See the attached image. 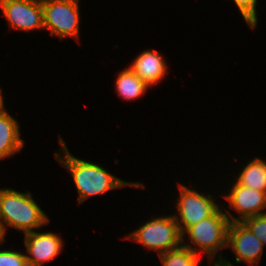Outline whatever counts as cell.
<instances>
[{
    "mask_svg": "<svg viewBox=\"0 0 266 266\" xmlns=\"http://www.w3.org/2000/svg\"><path fill=\"white\" fill-rule=\"evenodd\" d=\"M4 238H5V236H4V234H3V232H2V229H1V227H0V246H1L2 243L5 241Z\"/></svg>",
    "mask_w": 266,
    "mask_h": 266,
    "instance_id": "obj_21",
    "label": "cell"
},
{
    "mask_svg": "<svg viewBox=\"0 0 266 266\" xmlns=\"http://www.w3.org/2000/svg\"><path fill=\"white\" fill-rule=\"evenodd\" d=\"M228 247L232 248L235 253L237 264L241 261L249 264V266L260 264L259 260L261 259L264 245L243 222H230L227 239Z\"/></svg>",
    "mask_w": 266,
    "mask_h": 266,
    "instance_id": "obj_9",
    "label": "cell"
},
{
    "mask_svg": "<svg viewBox=\"0 0 266 266\" xmlns=\"http://www.w3.org/2000/svg\"><path fill=\"white\" fill-rule=\"evenodd\" d=\"M28 266H42L57 257L63 249V239L54 232H29L24 234Z\"/></svg>",
    "mask_w": 266,
    "mask_h": 266,
    "instance_id": "obj_10",
    "label": "cell"
},
{
    "mask_svg": "<svg viewBox=\"0 0 266 266\" xmlns=\"http://www.w3.org/2000/svg\"><path fill=\"white\" fill-rule=\"evenodd\" d=\"M0 8L11 29L43 30L42 0H0Z\"/></svg>",
    "mask_w": 266,
    "mask_h": 266,
    "instance_id": "obj_7",
    "label": "cell"
},
{
    "mask_svg": "<svg viewBox=\"0 0 266 266\" xmlns=\"http://www.w3.org/2000/svg\"><path fill=\"white\" fill-rule=\"evenodd\" d=\"M125 238L140 243L147 250L156 251L158 255L182 245V234L174 215H163L148 220Z\"/></svg>",
    "mask_w": 266,
    "mask_h": 266,
    "instance_id": "obj_4",
    "label": "cell"
},
{
    "mask_svg": "<svg viewBox=\"0 0 266 266\" xmlns=\"http://www.w3.org/2000/svg\"><path fill=\"white\" fill-rule=\"evenodd\" d=\"M162 266H200L201 257L190 248H179L158 255Z\"/></svg>",
    "mask_w": 266,
    "mask_h": 266,
    "instance_id": "obj_15",
    "label": "cell"
},
{
    "mask_svg": "<svg viewBox=\"0 0 266 266\" xmlns=\"http://www.w3.org/2000/svg\"><path fill=\"white\" fill-rule=\"evenodd\" d=\"M62 152L54 154L56 160L72 175L78 191V204L89 197L100 195L123 187L145 188L141 182H127L110 174L104 167L73 156L65 145L62 137L58 139ZM64 155H63V154Z\"/></svg>",
    "mask_w": 266,
    "mask_h": 266,
    "instance_id": "obj_1",
    "label": "cell"
},
{
    "mask_svg": "<svg viewBox=\"0 0 266 266\" xmlns=\"http://www.w3.org/2000/svg\"><path fill=\"white\" fill-rule=\"evenodd\" d=\"M0 266H28L26 255L20 251L1 250Z\"/></svg>",
    "mask_w": 266,
    "mask_h": 266,
    "instance_id": "obj_18",
    "label": "cell"
},
{
    "mask_svg": "<svg viewBox=\"0 0 266 266\" xmlns=\"http://www.w3.org/2000/svg\"><path fill=\"white\" fill-rule=\"evenodd\" d=\"M226 211L228 210L222 205L210 217L190 226L182 234V245L197 254L204 252L208 261L216 260L217 252L227 247L230 220ZM186 235L192 244L186 240Z\"/></svg>",
    "mask_w": 266,
    "mask_h": 266,
    "instance_id": "obj_3",
    "label": "cell"
},
{
    "mask_svg": "<svg viewBox=\"0 0 266 266\" xmlns=\"http://www.w3.org/2000/svg\"><path fill=\"white\" fill-rule=\"evenodd\" d=\"M79 0H42L44 30L63 40L72 37L79 40Z\"/></svg>",
    "mask_w": 266,
    "mask_h": 266,
    "instance_id": "obj_5",
    "label": "cell"
},
{
    "mask_svg": "<svg viewBox=\"0 0 266 266\" xmlns=\"http://www.w3.org/2000/svg\"><path fill=\"white\" fill-rule=\"evenodd\" d=\"M49 216L38 206L30 192L0 188V227L4 236L7 226L23 234L34 232L49 223Z\"/></svg>",
    "mask_w": 266,
    "mask_h": 266,
    "instance_id": "obj_2",
    "label": "cell"
},
{
    "mask_svg": "<svg viewBox=\"0 0 266 266\" xmlns=\"http://www.w3.org/2000/svg\"><path fill=\"white\" fill-rule=\"evenodd\" d=\"M179 196L174 214L181 234L190 226L210 217L220 206L211 194H203L178 182Z\"/></svg>",
    "mask_w": 266,
    "mask_h": 266,
    "instance_id": "obj_6",
    "label": "cell"
},
{
    "mask_svg": "<svg viewBox=\"0 0 266 266\" xmlns=\"http://www.w3.org/2000/svg\"><path fill=\"white\" fill-rule=\"evenodd\" d=\"M20 137L19 122L4 109L0 112V161L21 151L24 141Z\"/></svg>",
    "mask_w": 266,
    "mask_h": 266,
    "instance_id": "obj_12",
    "label": "cell"
},
{
    "mask_svg": "<svg viewBox=\"0 0 266 266\" xmlns=\"http://www.w3.org/2000/svg\"><path fill=\"white\" fill-rule=\"evenodd\" d=\"M233 2L238 7L247 25L253 30L256 29L258 22L256 6L258 0H233Z\"/></svg>",
    "mask_w": 266,
    "mask_h": 266,
    "instance_id": "obj_16",
    "label": "cell"
},
{
    "mask_svg": "<svg viewBox=\"0 0 266 266\" xmlns=\"http://www.w3.org/2000/svg\"><path fill=\"white\" fill-rule=\"evenodd\" d=\"M233 181L234 183L229 188L230 193L223 195L232 211L235 210L239 216V218L235 217L228 211L226 215L230 222H242L247 217L266 214V193Z\"/></svg>",
    "mask_w": 266,
    "mask_h": 266,
    "instance_id": "obj_8",
    "label": "cell"
},
{
    "mask_svg": "<svg viewBox=\"0 0 266 266\" xmlns=\"http://www.w3.org/2000/svg\"><path fill=\"white\" fill-rule=\"evenodd\" d=\"M5 109L4 97L2 94V88L0 87V112Z\"/></svg>",
    "mask_w": 266,
    "mask_h": 266,
    "instance_id": "obj_20",
    "label": "cell"
},
{
    "mask_svg": "<svg viewBox=\"0 0 266 266\" xmlns=\"http://www.w3.org/2000/svg\"><path fill=\"white\" fill-rule=\"evenodd\" d=\"M212 262H214L212 266H235L230 261H228L226 258H223L221 254L219 255V253L217 254V259ZM209 264L211 266L210 260H209Z\"/></svg>",
    "mask_w": 266,
    "mask_h": 266,
    "instance_id": "obj_19",
    "label": "cell"
},
{
    "mask_svg": "<svg viewBox=\"0 0 266 266\" xmlns=\"http://www.w3.org/2000/svg\"><path fill=\"white\" fill-rule=\"evenodd\" d=\"M242 222L266 246V214L247 217Z\"/></svg>",
    "mask_w": 266,
    "mask_h": 266,
    "instance_id": "obj_17",
    "label": "cell"
},
{
    "mask_svg": "<svg viewBox=\"0 0 266 266\" xmlns=\"http://www.w3.org/2000/svg\"><path fill=\"white\" fill-rule=\"evenodd\" d=\"M129 68L149 87L157 85L167 74V64L157 50H144L133 61Z\"/></svg>",
    "mask_w": 266,
    "mask_h": 266,
    "instance_id": "obj_11",
    "label": "cell"
},
{
    "mask_svg": "<svg viewBox=\"0 0 266 266\" xmlns=\"http://www.w3.org/2000/svg\"><path fill=\"white\" fill-rule=\"evenodd\" d=\"M115 82L117 94L126 102L135 101L143 96L150 88L129 66L120 71Z\"/></svg>",
    "mask_w": 266,
    "mask_h": 266,
    "instance_id": "obj_13",
    "label": "cell"
},
{
    "mask_svg": "<svg viewBox=\"0 0 266 266\" xmlns=\"http://www.w3.org/2000/svg\"><path fill=\"white\" fill-rule=\"evenodd\" d=\"M235 181L239 185L266 193V161L259 157L251 159L238 174Z\"/></svg>",
    "mask_w": 266,
    "mask_h": 266,
    "instance_id": "obj_14",
    "label": "cell"
}]
</instances>
